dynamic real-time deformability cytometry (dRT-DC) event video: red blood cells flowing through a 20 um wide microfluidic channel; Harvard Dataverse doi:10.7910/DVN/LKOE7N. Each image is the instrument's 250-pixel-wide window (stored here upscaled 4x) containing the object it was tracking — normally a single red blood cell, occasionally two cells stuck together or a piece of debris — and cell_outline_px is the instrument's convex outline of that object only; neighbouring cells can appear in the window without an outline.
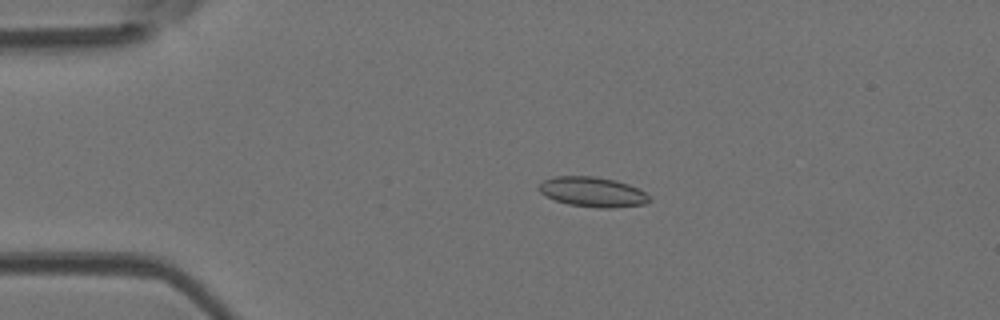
{"species": "Egyptian fruit bat (a non-hibernating species)", "species_latin": "Rousettus aegyptiacus", "temperature_condition": "room temperature", "stored_images_in_passage": 49, "camera_frame_rate_fps": 3000, "um_per_image_px": 0.085, "animal": {"sex": "female"}, "frame": {"image": 1, "passage_image": 11, "time_ms": 3.333, "image_size_px": [1000, 320], "cell_outline_px": [[652, 200], [644, 204], [612, 208], [596, 208], [568, 204], [556, 200], [540, 192], [540, 184], [544, 180], [556, 176], [596, 176], [616, 180], [628, 184], [644, 192]], "centroid_in_image_um": [50.4, 16.31], "position_along_channel_um": 34.6, "area_um2": 19.07}}
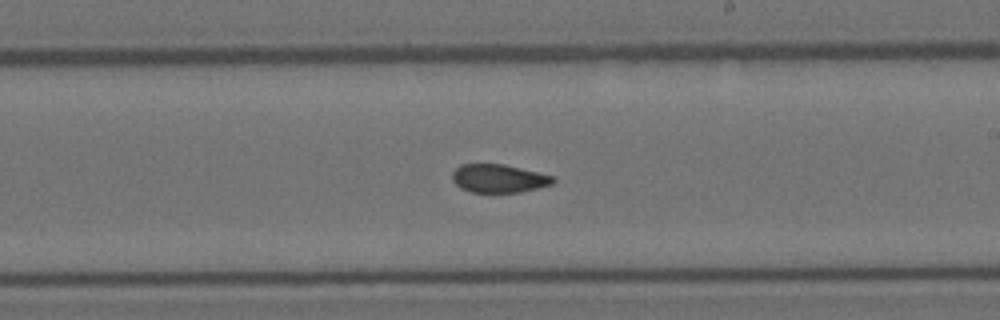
{"frame": {"image": 2, "passage_image": 29, "time_ms": 9.333, "image_size_px": [1000, 320], "cell_outline_px": [[556, 180], [552, 184], [520, 192], [472, 192], [460, 188], [452, 180], [452, 172], [460, 164], [504, 164], [556, 176]], "centroid_in_image_um": [42.4, 15.16], "position_along_channel_um": 246.6, "area_um2": 16.7}}
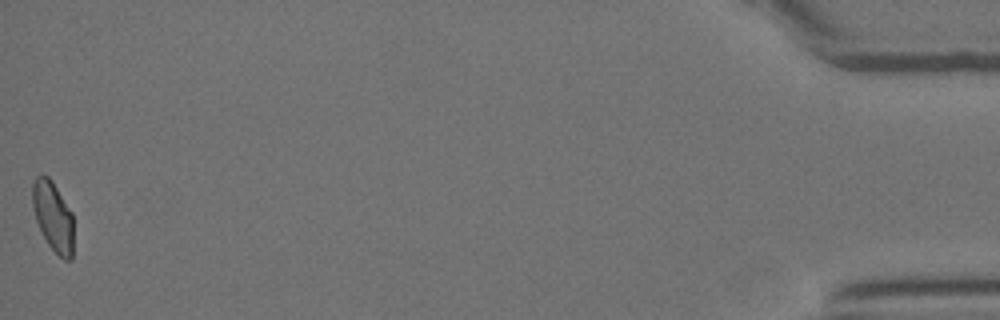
{"frame": {"image": 3, "passage_image": 49, "time_ms": 16.0, "image_size_px": [1000, 320], "cell_outline_px": [[72, 260], [64, 260], [48, 244], [36, 220], [32, 204], [32, 184], [36, 176], [48, 176], [52, 180], [72, 212]], "centroid_in_image_um": [4.5, 18.37], "position_along_channel_um": 430.7, "area_um2": 16.47}, "authors_computed_cell_mechanics": {"area_um2": 17.918, "velocity_mm_per_s": 4.2129, "shape_relaxation_time_tau1_ms": null, "shape_relaxation_time_tau2_ms": 1.1079, "deformation_change_tau1": null, "deformation_change_tau2": 0.0622}}